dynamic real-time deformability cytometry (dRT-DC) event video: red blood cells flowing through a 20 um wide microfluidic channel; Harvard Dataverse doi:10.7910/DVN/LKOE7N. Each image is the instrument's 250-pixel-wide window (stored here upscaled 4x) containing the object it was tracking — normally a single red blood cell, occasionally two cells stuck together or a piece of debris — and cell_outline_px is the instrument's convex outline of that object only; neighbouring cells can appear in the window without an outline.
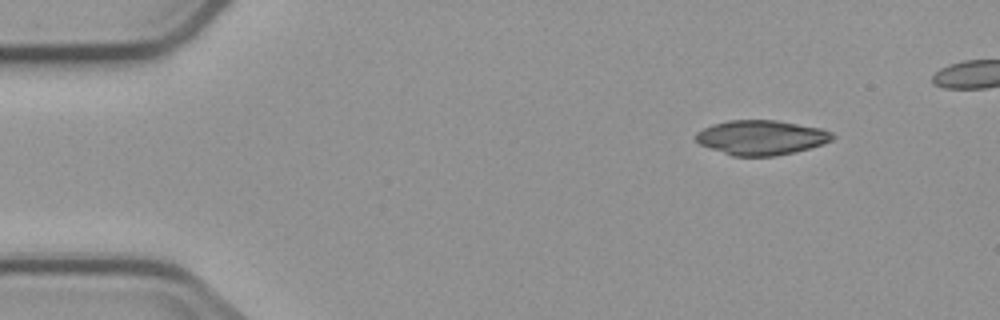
{"species": "common noctule bat (a hibernating species)", "species_latin": "Nyctalus noctula", "temperature_condition": "cold", "stored_images_in_passage": 3, "camera_frame_rate_fps": 3000, "um_per_image_px": 0.085, "animal": {"sex": "male", "body_mass_g": 23.1, "forearm_length_mm": 52.7}, "frame": {"image": 1, "passage_image": 1, "time_ms": 0.0, "image_size_px": [1000, 320], "cell_outline_px": [[836, 136], [832, 140], [824, 144], [776, 156], [732, 156], [700, 144], [696, 140], [696, 132], [712, 124], [728, 120], [776, 120], [820, 128], [832, 132]], "centroid_in_image_um": [64.71, 11.68], "position_along_channel_um": 20.3, "area_um2": 27.51}}